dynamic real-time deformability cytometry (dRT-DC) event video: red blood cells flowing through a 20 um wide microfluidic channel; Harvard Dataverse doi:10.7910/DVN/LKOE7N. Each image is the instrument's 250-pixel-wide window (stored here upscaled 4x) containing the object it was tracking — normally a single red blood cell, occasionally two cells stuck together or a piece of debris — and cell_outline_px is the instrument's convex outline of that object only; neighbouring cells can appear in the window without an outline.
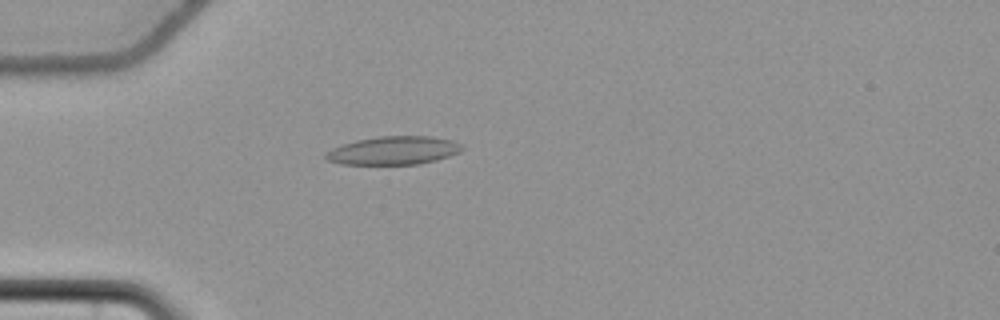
{"species": "common noctule bat (a hibernating species)", "species_latin": "Nyctalus noctula", "temperature_condition": "cold", "stored_images_in_passage": 56, "camera_frame_rate_fps": 3000, "um_per_image_px": 0.085, "animal": {"sex": "female", "body_mass_g": 22.7, "forearm_length_mm": 54.2}, "frame": {"image": 1, "passage_image": 17, "time_ms": 5.333, "image_size_px": [1000, 320], "cell_outline_px": [[464, 148], [460, 152], [436, 160], [420, 164], [340, 164], [328, 160], [324, 156], [332, 148], [340, 144], [356, 140], [380, 136], [428, 136], [452, 140], [460, 144]], "centroid_in_image_um": [33.45, 12.79], "position_along_channel_um": 51.6, "area_um2": 22.43}}
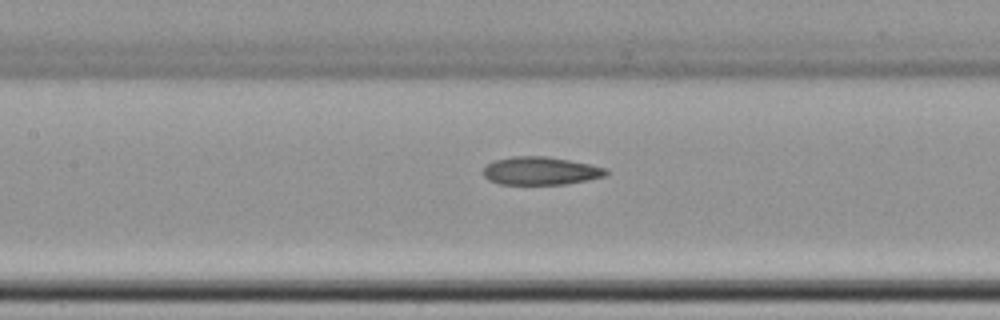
{"frame": {"image": 2, "passage_image": 27, "time_ms": 8.667, "image_size_px": [1000, 320], "cell_outline_px": [[608, 176], [588, 180], [564, 184], [500, 184], [488, 180], [480, 172], [488, 164], [496, 160], [512, 156], [544, 156], [568, 160], [608, 168]], "centroid_in_image_um": [45.95, 14.53], "position_along_channel_um": 161.4, "area_um2": 20.11}}
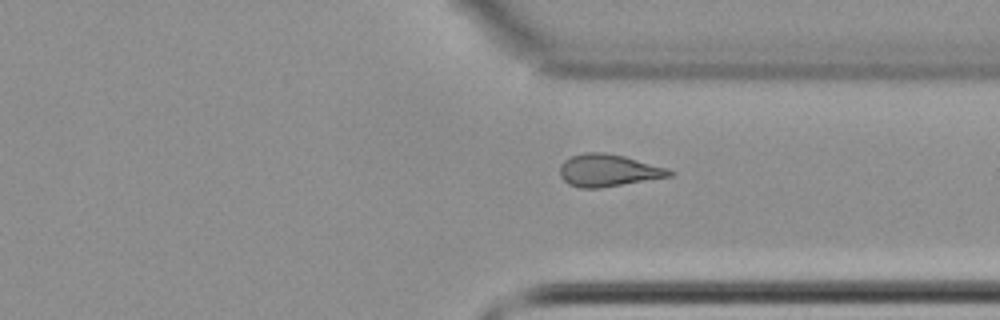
{"frame": {"image": 3, "passage_image": 43, "time_ms": 14.0, "image_size_px": [1000, 320], "cell_outline_px": [[676, 172], [672, 176], [600, 188], [580, 188], [568, 184], [560, 176], [560, 164], [564, 160], [572, 156], [584, 152], [604, 152], [624, 156], [668, 168]], "centroid_in_image_um": [51.7, 14.48], "position_along_channel_um": 359.7, "area_um2": 20.69}, "authors_computed_cell_mechanics": {"area_um2": 20.9814, "velocity_mm_per_s": 3.711, "shape_relaxation_time_tau1_ms": null, "shape_relaxation_time_tau2_ms": 5.8678, "deformation_change_tau1": null, "deformation_change_tau2": 0.1518}}